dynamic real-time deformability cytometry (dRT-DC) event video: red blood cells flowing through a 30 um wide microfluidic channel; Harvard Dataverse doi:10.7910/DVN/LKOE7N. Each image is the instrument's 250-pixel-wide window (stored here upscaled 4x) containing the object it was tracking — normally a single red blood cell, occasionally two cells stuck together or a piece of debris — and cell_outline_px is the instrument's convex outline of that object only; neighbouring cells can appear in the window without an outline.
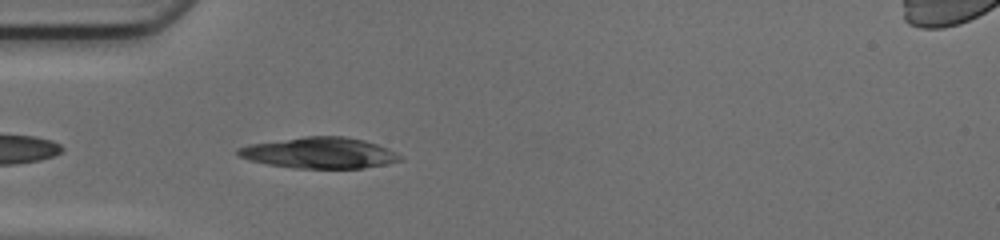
{"species": "common noctule bat (a hibernating species)", "species_latin": "Nyctalus noctula", "temperature_condition": "cold", "stored_images_in_passage": 33, "camera_frame_rate_fps": 3000, "um_per_image_px": 0.085, "animal": {"sex": "female", "body_mass_g": 17.0, "forearm_length_mm": 48.0}, "frame": {"image": 1, "passage_image": 2, "time_ms": 0.333, "image_size_px": [1000, 240], "cell_outline_px": [[404, 160], [364, 168], [292, 168], [268, 164], [248, 160], [240, 156], [236, 152], [236, 148], [248, 144], [304, 136], [344, 136], [364, 140], [388, 148], [404, 156]], "centroid_in_image_um": [27.16, 12.99], "position_along_channel_um": 57.8, "area_um2": 29.48}}
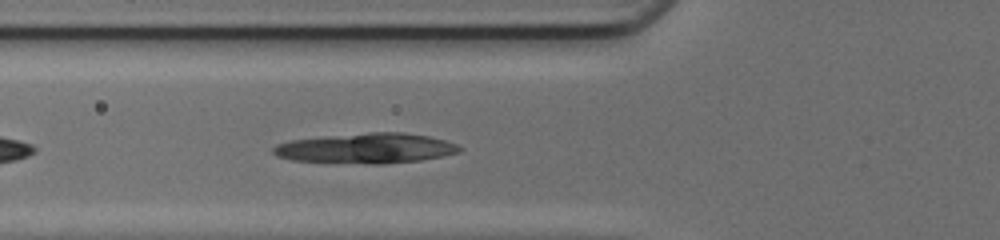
{"frame": {"image": 2, "passage_image": 5, "time_ms": 1.333, "image_size_px": [1000, 240], "cell_outline_px": [[464, 148], [460, 152], [420, 160], [384, 164], [368, 164], [292, 160], [276, 156], [272, 152], [272, 148], [276, 144], [292, 140], [368, 132], [404, 132], [428, 136], [444, 140], [456, 144]], "centroid_in_image_um": [31.13, 12.61], "position_along_channel_um": 94.7, "area_um2": 32.6}}
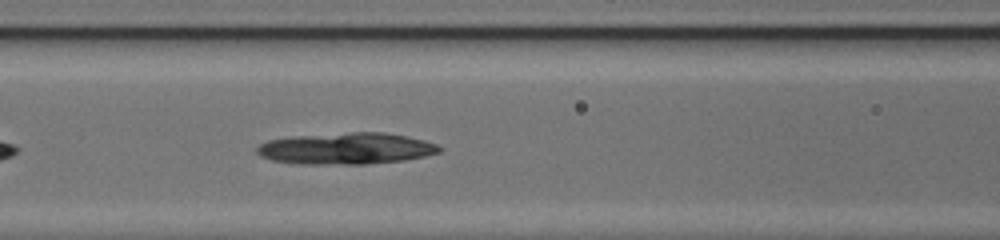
{"frame": {"image": 3, "passage_image": 8, "time_ms": 2.333, "image_size_px": [1000, 240], "cell_outline_px": [[444, 148], [440, 152], [424, 156], [404, 160], [368, 164], [296, 164], [272, 160], [260, 156], [256, 152], [256, 148], [260, 144], [268, 140], [292, 136], [352, 132], [384, 132], [424, 140], [436, 144]], "centroid_in_image_um": [29.41, 12.63], "position_along_channel_um": 137.2, "area_um2": 33.64}}